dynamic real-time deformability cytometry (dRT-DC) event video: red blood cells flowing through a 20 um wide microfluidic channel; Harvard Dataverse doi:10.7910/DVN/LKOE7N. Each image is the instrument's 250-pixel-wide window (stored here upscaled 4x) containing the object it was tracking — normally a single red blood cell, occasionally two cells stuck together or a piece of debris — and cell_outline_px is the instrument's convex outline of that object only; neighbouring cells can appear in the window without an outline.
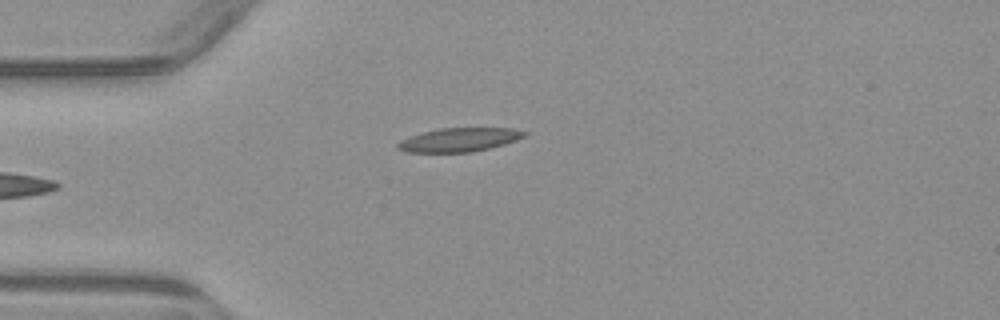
{"species": "common noctule bat (a hibernating species)", "species_latin": "Nyctalus noctula", "temperature_condition": "warm", "stored_images_in_passage": 4, "camera_frame_rate_fps": 3000, "um_per_image_px": 0.085, "animal": {"sex": "male", "body_mass_g": 23.1, "forearm_length_mm": 52.7}, "frame": {"image": 1, "passage_image": 4, "time_ms": 4.333, "image_size_px": [1000, 320], "cell_outline_px": [[528, 132], [524, 136], [516, 140], [504, 144], [472, 152], [408, 152], [396, 148], [396, 144], [400, 140], [424, 132], [440, 128], [512, 128]], "centroid_in_image_um": [39.03, 11.88], "position_along_channel_um": 46.0, "area_um2": 17.34}}